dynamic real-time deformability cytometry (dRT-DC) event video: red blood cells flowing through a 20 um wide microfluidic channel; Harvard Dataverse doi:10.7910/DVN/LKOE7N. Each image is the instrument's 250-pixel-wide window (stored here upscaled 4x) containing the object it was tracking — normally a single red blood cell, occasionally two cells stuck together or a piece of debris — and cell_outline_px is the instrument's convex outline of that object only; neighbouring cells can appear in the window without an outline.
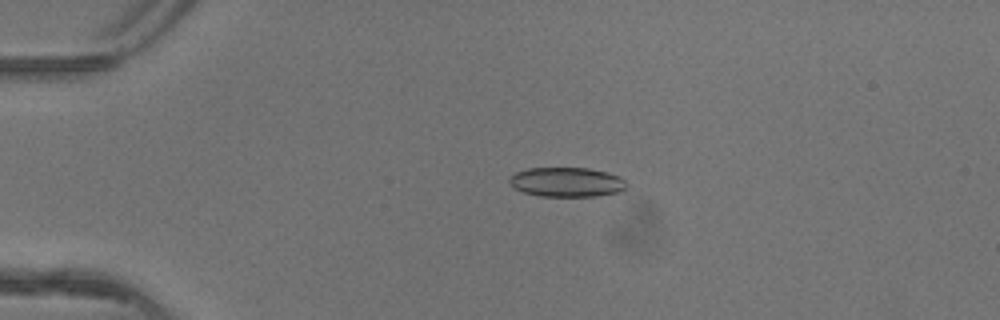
{"species": "common noctule bat (a hibernating species)", "species_latin": "Nyctalus noctula", "temperature_condition": "warm", "stored_images_in_passage": 4, "camera_frame_rate_fps": 3000, "um_per_image_px": 0.085, "animal": {"sex": "female"}, "frame": {"image": 1, "passage_image": 3, "time_ms": 0.667, "image_size_px": [1000, 320], "cell_outline_px": [[628, 184], [620, 192], [596, 196], [540, 196], [524, 192], [516, 188], [508, 180], [516, 172], [528, 168], [588, 168], [620, 176]], "centroid_in_image_um": [48.2, 15.48], "position_along_channel_um": 36.8, "area_um2": 19.94}}